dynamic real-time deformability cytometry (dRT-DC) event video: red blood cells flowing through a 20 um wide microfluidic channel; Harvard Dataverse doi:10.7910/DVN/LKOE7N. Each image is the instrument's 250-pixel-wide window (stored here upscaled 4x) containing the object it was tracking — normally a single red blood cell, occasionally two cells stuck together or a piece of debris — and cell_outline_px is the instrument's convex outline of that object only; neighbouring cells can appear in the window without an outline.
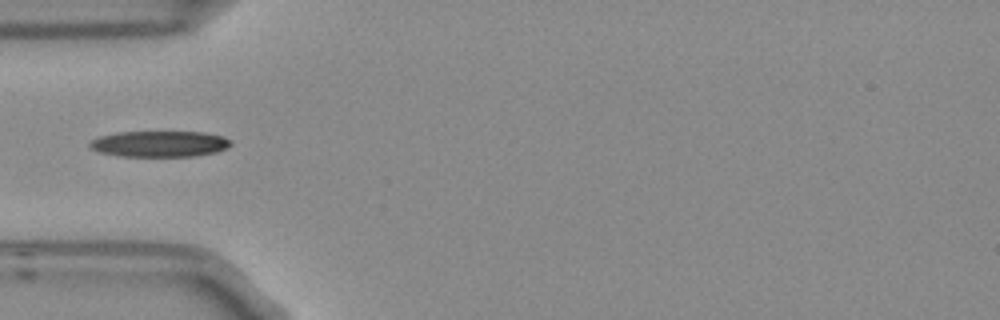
{"species": "Egyptian fruit bat (a non-hibernating species)", "species_latin": "Rousettus aegyptiacus", "temperature_condition": "room temperature", "stored_images_in_passage": 1, "camera_frame_rate_fps": 3000, "um_per_image_px": 0.085, "frame": {"image": 1, "passage_image": 1, "time_ms": 0.0, "image_size_px": [1000, 320], "cell_outline_px": [[232, 144], [228, 148], [216, 152], [196, 156], [120, 156], [100, 152], [92, 148], [88, 144], [92, 140], [100, 136], [120, 132], [204, 132], [224, 136], [232, 140]], "centroid_in_image_um": [13.63, 12.23], "position_along_channel_um": 71.4, "area_um2": 21.39}}